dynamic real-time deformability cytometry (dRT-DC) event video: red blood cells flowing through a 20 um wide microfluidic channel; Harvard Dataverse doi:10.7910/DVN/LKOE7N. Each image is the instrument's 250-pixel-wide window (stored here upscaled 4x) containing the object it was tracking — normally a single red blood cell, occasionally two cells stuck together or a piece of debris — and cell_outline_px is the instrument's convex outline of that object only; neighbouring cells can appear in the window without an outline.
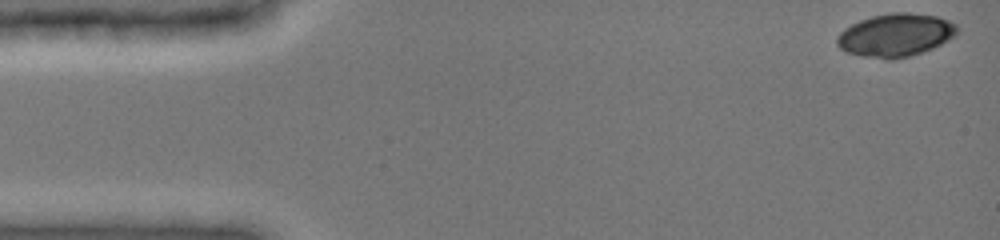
{"species": "common noctule bat (a hibernating species)", "species_latin": "Nyctalus noctula", "temperature_condition": "cold", "stored_images_in_passage": 45, "camera_frame_rate_fps": 3000, "um_per_image_px": 0.085, "animal": {"sex": "female", "body_mass_g": 19.0, "forearm_length_mm": 51.5}, "frame": {"image": 1, "passage_image": 1, "time_ms": 0.0, "image_size_px": [1000, 240], "cell_outline_px": [[956, 36], [924, 52], [908, 56], [888, 60], [864, 56], [844, 52], [836, 44], [836, 36], [844, 28], [860, 20], [872, 16], [892, 12], [908, 12], [936, 16], [948, 20], [956, 24]], "centroid_in_image_um": [76.09, 2.98], "position_along_channel_um": 8.9, "area_um2": 30.17}}
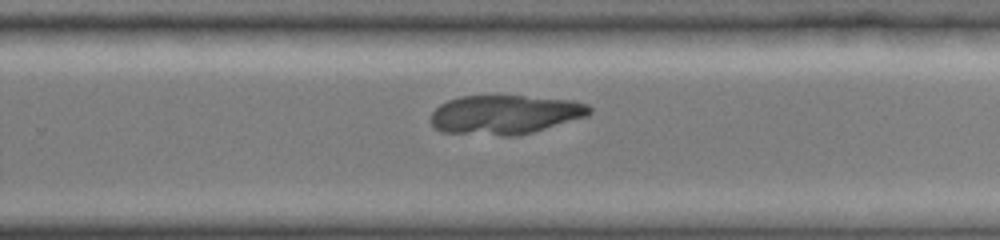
{"frame": {"image": 2, "passage_image": 31, "time_ms": 10.0, "image_size_px": [1000, 240], "cell_outline_px": [[592, 112], [588, 116], [532, 132], [516, 136], [500, 136], [440, 132], [432, 124], [432, 112], [440, 104], [448, 100], [460, 96], [524, 96], [572, 100], [588, 104], [592, 108]], "centroid_in_image_um": [42.94, 9.74], "position_along_channel_um": 286.9, "area_um2": 36.3}}
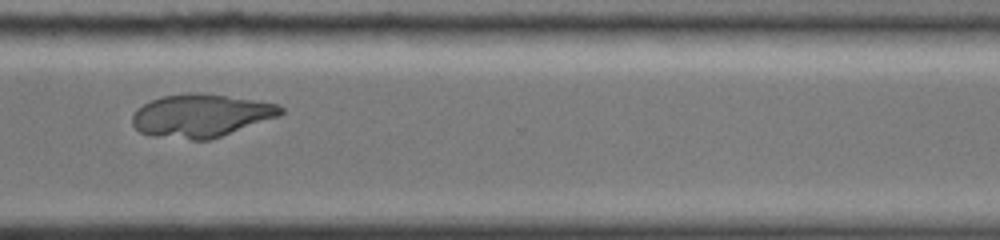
{"frame": {"image": 3, "passage_image": 36, "time_ms": 11.667, "image_size_px": [1000, 240], "cell_outline_px": [[284, 112], [280, 116], [208, 140], [192, 140], [152, 136], [140, 132], [132, 124], [132, 116], [136, 108], [160, 96], [200, 92], [256, 100], [280, 104], [284, 108]], "centroid_in_image_um": [17.09, 9.82], "position_along_channel_um": 353.5, "area_um2": 37.28}}